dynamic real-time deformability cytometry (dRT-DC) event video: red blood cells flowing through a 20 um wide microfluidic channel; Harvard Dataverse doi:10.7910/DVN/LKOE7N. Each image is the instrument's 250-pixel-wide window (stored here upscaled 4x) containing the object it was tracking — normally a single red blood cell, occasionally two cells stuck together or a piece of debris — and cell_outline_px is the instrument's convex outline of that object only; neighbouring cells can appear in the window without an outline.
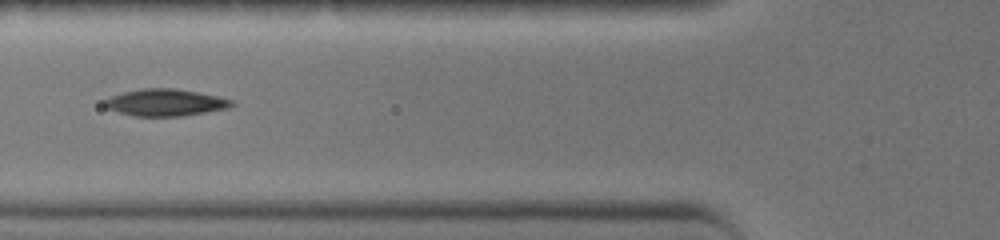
{"species": "common noctule bat (a hibernating species)", "species_latin": "Nyctalus noctula", "temperature_condition": "warm", "stored_images_in_passage": 40, "camera_frame_rate_fps": 3000, "um_per_image_px": 0.085, "animal": {"sex": "female", "body_mass_g": 19.0, "forearm_length_mm": 51.5}, "frame": {"image": 1, "passage_image": 16, "time_ms": 5.0, "image_size_px": [1000, 240], "cell_outline_px": [[236, 104], [228, 108], [184, 116], [132, 116], [108, 108], [100, 104], [104, 100], [112, 96], [124, 92], [140, 88], [176, 88], [220, 96], [232, 100]], "centroid_in_image_um": [14.07, 8.71], "position_along_channel_um": 111.7, "area_um2": 20.11}}
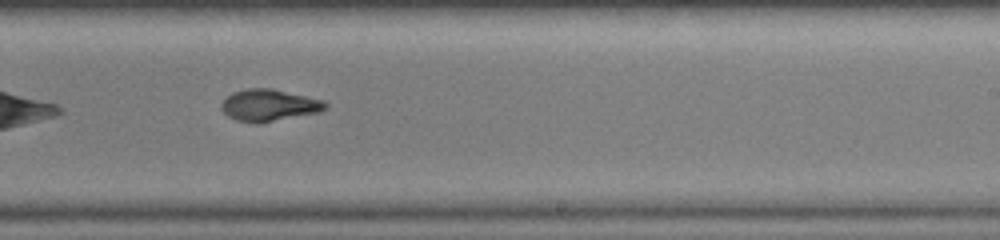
{"frame": {"image": 2, "passage_image": 26, "time_ms": 8.333, "image_size_px": [1000, 240], "cell_outline_px": [[328, 108], [320, 112], [260, 124], [256, 124], [236, 120], [228, 116], [220, 108], [220, 104], [232, 92], [248, 88], [272, 88], [324, 100], [328, 104]], "centroid_in_image_um": [22.89, 8.95], "position_along_channel_um": 266.1, "area_um2": 19.59}}
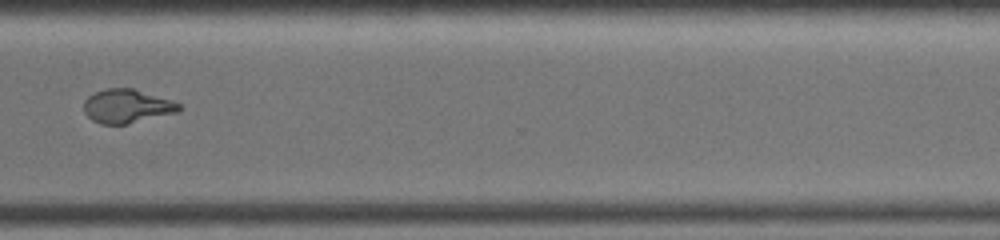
{"frame": {"image": 3, "passage_image": 32, "time_ms": 10.333, "image_size_px": [1000, 240], "cell_outline_px": [[180, 112], [128, 124], [100, 124], [92, 120], [84, 112], [84, 100], [88, 96], [96, 92], [108, 88], [132, 88], [180, 104]], "centroid_in_image_um": [10.76, 9.04], "position_along_channel_um": 359.8, "area_um2": 18.55}, "authors_computed_cell_mechanics": {"area_um2": 20.1722, "velocity_mm_per_s": 4.6545, "shape_relaxation_time_tau1_ms": 8.2871, "shape_relaxation_time_tau2_ms": 1.6335, "deformation_change_tau1": 0.2984, "deformation_change_tau2": 0.0558}}